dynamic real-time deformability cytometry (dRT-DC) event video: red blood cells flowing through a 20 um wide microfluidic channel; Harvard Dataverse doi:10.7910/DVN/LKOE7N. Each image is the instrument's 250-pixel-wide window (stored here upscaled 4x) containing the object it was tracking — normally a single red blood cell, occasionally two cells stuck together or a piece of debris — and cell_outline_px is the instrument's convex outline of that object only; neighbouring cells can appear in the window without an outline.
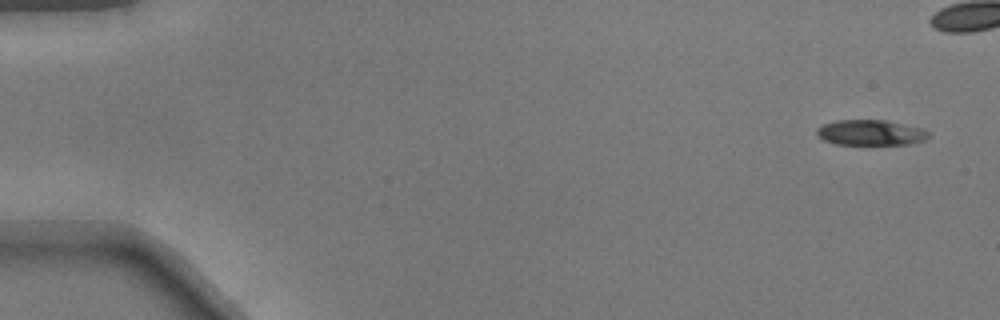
{"species": "common noctule bat (a hibernating species)", "species_latin": "Nyctalus noctula", "temperature_condition": "warm", "stored_images_in_passage": 42, "camera_frame_rate_fps": 3000, "um_per_image_px": 0.085, "animal": {"sex": "male", "body_mass_g": 17.9}, "frame": {"image": 1, "passage_image": 1, "time_ms": 0.0, "image_size_px": [1000, 320], "cell_outline_px": [[932, 136], [928, 140], [912, 144], [836, 144], [824, 140], [816, 136], [816, 128], [824, 124], [836, 120], [884, 120], [920, 128], [928, 132]], "centroid_in_image_um": [74.01, 11.28], "position_along_channel_um": 11.0, "area_um2": 16.65}}
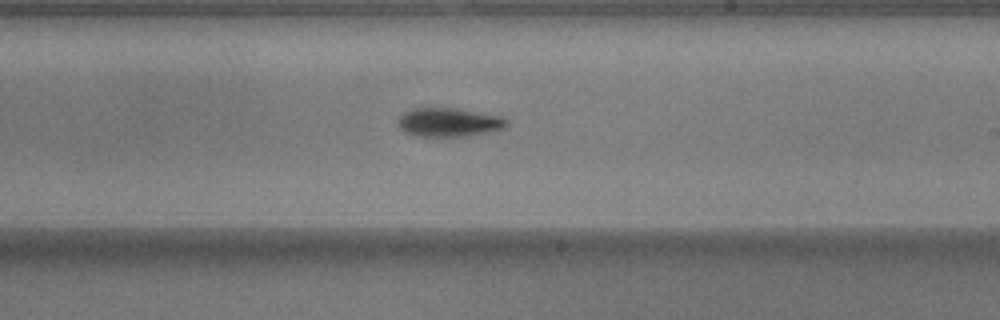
{"frame": {"image": 2, "passage_image": 29, "time_ms": 9.333, "image_size_px": [1000, 320], "cell_outline_px": [[508, 124], [504, 128], [472, 136], [412, 136], [404, 132], [396, 124], [400, 116], [404, 112], [412, 108], [452, 108], [504, 116], [508, 120]], "centroid_in_image_um": [38.15, 10.4], "position_along_channel_um": 250.9, "area_um2": 18.44}}
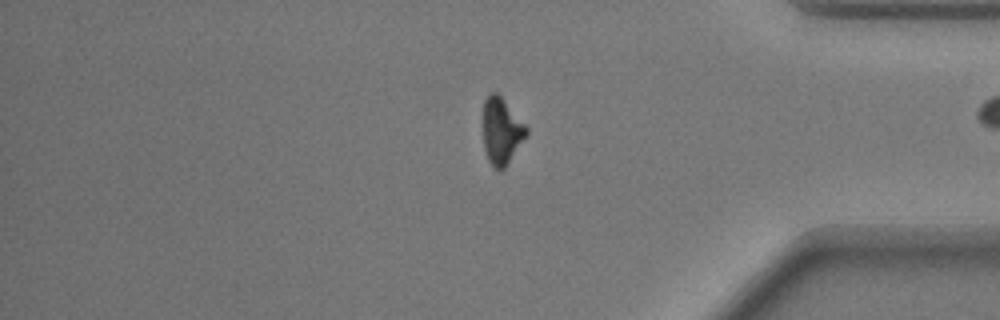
{"frame": {"image": 3, "passage_image": 41, "time_ms": 13.333, "image_size_px": [1000, 320], "cell_outline_px": [[528, 132], [504, 168], [500, 172], [492, 168], [488, 160], [484, 148], [480, 124], [484, 100], [492, 92], [496, 92], [500, 96], [528, 128]], "centroid_in_image_um": [42.54, 11.15], "position_along_channel_um": 392.7, "area_um2": 17.05}}